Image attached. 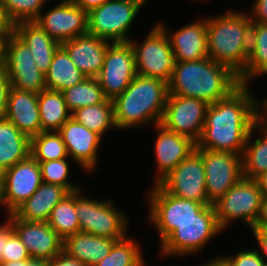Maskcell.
I'll return each mask as SVG.
<instances>
[{
	"mask_svg": "<svg viewBox=\"0 0 267 266\" xmlns=\"http://www.w3.org/2000/svg\"><path fill=\"white\" fill-rule=\"evenodd\" d=\"M248 88L241 84L226 98L209 104L196 148L243 154L259 103Z\"/></svg>",
	"mask_w": 267,
	"mask_h": 266,
	"instance_id": "cell-1",
	"label": "cell"
},
{
	"mask_svg": "<svg viewBox=\"0 0 267 266\" xmlns=\"http://www.w3.org/2000/svg\"><path fill=\"white\" fill-rule=\"evenodd\" d=\"M240 85L239 76L230 68L206 57L202 60L175 62L168 93L213 104L229 96Z\"/></svg>",
	"mask_w": 267,
	"mask_h": 266,
	"instance_id": "cell-2",
	"label": "cell"
},
{
	"mask_svg": "<svg viewBox=\"0 0 267 266\" xmlns=\"http://www.w3.org/2000/svg\"><path fill=\"white\" fill-rule=\"evenodd\" d=\"M251 24L249 15L231 10L206 19L209 58L230 68L239 78L245 73Z\"/></svg>",
	"mask_w": 267,
	"mask_h": 266,
	"instance_id": "cell-3",
	"label": "cell"
},
{
	"mask_svg": "<svg viewBox=\"0 0 267 266\" xmlns=\"http://www.w3.org/2000/svg\"><path fill=\"white\" fill-rule=\"evenodd\" d=\"M168 83L157 78L136 75L113 101L115 125L119 129L146 123L160 124L168 97Z\"/></svg>",
	"mask_w": 267,
	"mask_h": 266,
	"instance_id": "cell-4",
	"label": "cell"
},
{
	"mask_svg": "<svg viewBox=\"0 0 267 266\" xmlns=\"http://www.w3.org/2000/svg\"><path fill=\"white\" fill-rule=\"evenodd\" d=\"M112 201H98L75 191V209L80 232L106 237L116 241L127 236L128 218L115 208Z\"/></svg>",
	"mask_w": 267,
	"mask_h": 266,
	"instance_id": "cell-5",
	"label": "cell"
},
{
	"mask_svg": "<svg viewBox=\"0 0 267 266\" xmlns=\"http://www.w3.org/2000/svg\"><path fill=\"white\" fill-rule=\"evenodd\" d=\"M262 199L255 179L242 177L212 204L220 228L224 230L231 221L239 218L253 228L260 215Z\"/></svg>",
	"mask_w": 267,
	"mask_h": 266,
	"instance_id": "cell-6",
	"label": "cell"
},
{
	"mask_svg": "<svg viewBox=\"0 0 267 266\" xmlns=\"http://www.w3.org/2000/svg\"><path fill=\"white\" fill-rule=\"evenodd\" d=\"M144 4L138 0H108L87 13L88 33L115 42H129L127 33Z\"/></svg>",
	"mask_w": 267,
	"mask_h": 266,
	"instance_id": "cell-7",
	"label": "cell"
},
{
	"mask_svg": "<svg viewBox=\"0 0 267 266\" xmlns=\"http://www.w3.org/2000/svg\"><path fill=\"white\" fill-rule=\"evenodd\" d=\"M162 23L156 24L145 40L138 45L130 40L134 51L137 75L157 78L169 83L175 65L167 31Z\"/></svg>",
	"mask_w": 267,
	"mask_h": 266,
	"instance_id": "cell-8",
	"label": "cell"
},
{
	"mask_svg": "<svg viewBox=\"0 0 267 266\" xmlns=\"http://www.w3.org/2000/svg\"><path fill=\"white\" fill-rule=\"evenodd\" d=\"M221 231L213 205H207L195 219L180 223L160 244V252L162 256L196 253Z\"/></svg>",
	"mask_w": 267,
	"mask_h": 266,
	"instance_id": "cell-9",
	"label": "cell"
},
{
	"mask_svg": "<svg viewBox=\"0 0 267 266\" xmlns=\"http://www.w3.org/2000/svg\"><path fill=\"white\" fill-rule=\"evenodd\" d=\"M149 220L157 228L162 243L180 223L193 220L207 205L188 199L178 198L158 184L149 193Z\"/></svg>",
	"mask_w": 267,
	"mask_h": 266,
	"instance_id": "cell-10",
	"label": "cell"
},
{
	"mask_svg": "<svg viewBox=\"0 0 267 266\" xmlns=\"http://www.w3.org/2000/svg\"><path fill=\"white\" fill-rule=\"evenodd\" d=\"M3 68L12 88L35 94L47 89L45 75L35 65L26 43L14 32L6 39Z\"/></svg>",
	"mask_w": 267,
	"mask_h": 266,
	"instance_id": "cell-11",
	"label": "cell"
},
{
	"mask_svg": "<svg viewBox=\"0 0 267 266\" xmlns=\"http://www.w3.org/2000/svg\"><path fill=\"white\" fill-rule=\"evenodd\" d=\"M195 150L202 157L208 205H212L243 177L242 156L228 151Z\"/></svg>",
	"mask_w": 267,
	"mask_h": 266,
	"instance_id": "cell-12",
	"label": "cell"
},
{
	"mask_svg": "<svg viewBox=\"0 0 267 266\" xmlns=\"http://www.w3.org/2000/svg\"><path fill=\"white\" fill-rule=\"evenodd\" d=\"M137 75L134 51L129 42H115L108 46L103 67L96 77L104 95L114 100L124 92Z\"/></svg>",
	"mask_w": 267,
	"mask_h": 266,
	"instance_id": "cell-13",
	"label": "cell"
},
{
	"mask_svg": "<svg viewBox=\"0 0 267 266\" xmlns=\"http://www.w3.org/2000/svg\"><path fill=\"white\" fill-rule=\"evenodd\" d=\"M208 106L209 104L201 99L168 94L160 124L196 143L205 124Z\"/></svg>",
	"mask_w": 267,
	"mask_h": 266,
	"instance_id": "cell-14",
	"label": "cell"
},
{
	"mask_svg": "<svg viewBox=\"0 0 267 266\" xmlns=\"http://www.w3.org/2000/svg\"><path fill=\"white\" fill-rule=\"evenodd\" d=\"M158 185L178 198L208 205L204 165L196 150L182 160Z\"/></svg>",
	"mask_w": 267,
	"mask_h": 266,
	"instance_id": "cell-15",
	"label": "cell"
},
{
	"mask_svg": "<svg viewBox=\"0 0 267 266\" xmlns=\"http://www.w3.org/2000/svg\"><path fill=\"white\" fill-rule=\"evenodd\" d=\"M35 22L60 44L88 33L87 13L72 1H62Z\"/></svg>",
	"mask_w": 267,
	"mask_h": 266,
	"instance_id": "cell-16",
	"label": "cell"
},
{
	"mask_svg": "<svg viewBox=\"0 0 267 266\" xmlns=\"http://www.w3.org/2000/svg\"><path fill=\"white\" fill-rule=\"evenodd\" d=\"M4 190L8 215L29 199L42 183L39 163L29 155L5 170Z\"/></svg>",
	"mask_w": 267,
	"mask_h": 266,
	"instance_id": "cell-17",
	"label": "cell"
},
{
	"mask_svg": "<svg viewBox=\"0 0 267 266\" xmlns=\"http://www.w3.org/2000/svg\"><path fill=\"white\" fill-rule=\"evenodd\" d=\"M11 222L31 258L50 260L63 251V239L47 222L21 220L13 213Z\"/></svg>",
	"mask_w": 267,
	"mask_h": 266,
	"instance_id": "cell-18",
	"label": "cell"
},
{
	"mask_svg": "<svg viewBox=\"0 0 267 266\" xmlns=\"http://www.w3.org/2000/svg\"><path fill=\"white\" fill-rule=\"evenodd\" d=\"M72 157L84 170L91 171L97 166V152L101 136L70 117L57 131Z\"/></svg>",
	"mask_w": 267,
	"mask_h": 266,
	"instance_id": "cell-19",
	"label": "cell"
},
{
	"mask_svg": "<svg viewBox=\"0 0 267 266\" xmlns=\"http://www.w3.org/2000/svg\"><path fill=\"white\" fill-rule=\"evenodd\" d=\"M110 42L86 33L63 42L61 47L86 77L96 78L103 67L104 58Z\"/></svg>",
	"mask_w": 267,
	"mask_h": 266,
	"instance_id": "cell-20",
	"label": "cell"
},
{
	"mask_svg": "<svg viewBox=\"0 0 267 266\" xmlns=\"http://www.w3.org/2000/svg\"><path fill=\"white\" fill-rule=\"evenodd\" d=\"M156 127L159 132L155 139L154 151L159 176H157L155 184H158L195 150L196 143L186 136L166 129L162 124H157Z\"/></svg>",
	"mask_w": 267,
	"mask_h": 266,
	"instance_id": "cell-21",
	"label": "cell"
},
{
	"mask_svg": "<svg viewBox=\"0 0 267 266\" xmlns=\"http://www.w3.org/2000/svg\"><path fill=\"white\" fill-rule=\"evenodd\" d=\"M5 118L30 139L38 135L41 132L38 94L11 87Z\"/></svg>",
	"mask_w": 267,
	"mask_h": 266,
	"instance_id": "cell-22",
	"label": "cell"
},
{
	"mask_svg": "<svg viewBox=\"0 0 267 266\" xmlns=\"http://www.w3.org/2000/svg\"><path fill=\"white\" fill-rule=\"evenodd\" d=\"M175 62L202 60L209 57L206 18L168 34Z\"/></svg>",
	"mask_w": 267,
	"mask_h": 266,
	"instance_id": "cell-23",
	"label": "cell"
},
{
	"mask_svg": "<svg viewBox=\"0 0 267 266\" xmlns=\"http://www.w3.org/2000/svg\"><path fill=\"white\" fill-rule=\"evenodd\" d=\"M26 43L38 69L45 75L49 70L53 56L61 46L35 21H24L14 25L13 31Z\"/></svg>",
	"mask_w": 267,
	"mask_h": 266,
	"instance_id": "cell-24",
	"label": "cell"
},
{
	"mask_svg": "<svg viewBox=\"0 0 267 266\" xmlns=\"http://www.w3.org/2000/svg\"><path fill=\"white\" fill-rule=\"evenodd\" d=\"M70 192L63 186L42 182L13 214L21 220L47 222L52 209Z\"/></svg>",
	"mask_w": 267,
	"mask_h": 266,
	"instance_id": "cell-25",
	"label": "cell"
},
{
	"mask_svg": "<svg viewBox=\"0 0 267 266\" xmlns=\"http://www.w3.org/2000/svg\"><path fill=\"white\" fill-rule=\"evenodd\" d=\"M116 240L77 232L63 240V252L86 266H95L105 258Z\"/></svg>",
	"mask_w": 267,
	"mask_h": 266,
	"instance_id": "cell-26",
	"label": "cell"
},
{
	"mask_svg": "<svg viewBox=\"0 0 267 266\" xmlns=\"http://www.w3.org/2000/svg\"><path fill=\"white\" fill-rule=\"evenodd\" d=\"M31 139L8 119H0V171L13 167L30 155Z\"/></svg>",
	"mask_w": 267,
	"mask_h": 266,
	"instance_id": "cell-27",
	"label": "cell"
},
{
	"mask_svg": "<svg viewBox=\"0 0 267 266\" xmlns=\"http://www.w3.org/2000/svg\"><path fill=\"white\" fill-rule=\"evenodd\" d=\"M85 78L86 76L76 68L68 53L60 46L45 74L47 89L63 91L77 85Z\"/></svg>",
	"mask_w": 267,
	"mask_h": 266,
	"instance_id": "cell-28",
	"label": "cell"
},
{
	"mask_svg": "<svg viewBox=\"0 0 267 266\" xmlns=\"http://www.w3.org/2000/svg\"><path fill=\"white\" fill-rule=\"evenodd\" d=\"M38 105L41 132L58 131L71 117L62 91L45 89L38 94Z\"/></svg>",
	"mask_w": 267,
	"mask_h": 266,
	"instance_id": "cell-29",
	"label": "cell"
},
{
	"mask_svg": "<svg viewBox=\"0 0 267 266\" xmlns=\"http://www.w3.org/2000/svg\"><path fill=\"white\" fill-rule=\"evenodd\" d=\"M263 74L267 75V23L252 22L249 55L240 83L247 85L250 78Z\"/></svg>",
	"mask_w": 267,
	"mask_h": 266,
	"instance_id": "cell-30",
	"label": "cell"
},
{
	"mask_svg": "<svg viewBox=\"0 0 267 266\" xmlns=\"http://www.w3.org/2000/svg\"><path fill=\"white\" fill-rule=\"evenodd\" d=\"M71 117L89 130L96 132L101 137L108 128L117 129L114 120V106L112 100L76 109L71 113Z\"/></svg>",
	"mask_w": 267,
	"mask_h": 266,
	"instance_id": "cell-31",
	"label": "cell"
},
{
	"mask_svg": "<svg viewBox=\"0 0 267 266\" xmlns=\"http://www.w3.org/2000/svg\"><path fill=\"white\" fill-rule=\"evenodd\" d=\"M68 110L73 113L85 106L97 105L108 99L97 78L86 77L77 85L62 91Z\"/></svg>",
	"mask_w": 267,
	"mask_h": 266,
	"instance_id": "cell-32",
	"label": "cell"
},
{
	"mask_svg": "<svg viewBox=\"0 0 267 266\" xmlns=\"http://www.w3.org/2000/svg\"><path fill=\"white\" fill-rule=\"evenodd\" d=\"M47 223L63 240L80 232L75 209V191L70 192L52 209Z\"/></svg>",
	"mask_w": 267,
	"mask_h": 266,
	"instance_id": "cell-33",
	"label": "cell"
},
{
	"mask_svg": "<svg viewBox=\"0 0 267 266\" xmlns=\"http://www.w3.org/2000/svg\"><path fill=\"white\" fill-rule=\"evenodd\" d=\"M30 155L38 162L67 158L68 153L57 131L40 132L31 138Z\"/></svg>",
	"mask_w": 267,
	"mask_h": 266,
	"instance_id": "cell-34",
	"label": "cell"
},
{
	"mask_svg": "<svg viewBox=\"0 0 267 266\" xmlns=\"http://www.w3.org/2000/svg\"><path fill=\"white\" fill-rule=\"evenodd\" d=\"M254 126L248 134L246 145L242 154L243 177L255 179L267 171V137L257 138L251 145L250 139L255 131Z\"/></svg>",
	"mask_w": 267,
	"mask_h": 266,
	"instance_id": "cell-35",
	"label": "cell"
},
{
	"mask_svg": "<svg viewBox=\"0 0 267 266\" xmlns=\"http://www.w3.org/2000/svg\"><path fill=\"white\" fill-rule=\"evenodd\" d=\"M141 249L127 236L114 243L110 253L95 266H141L144 261Z\"/></svg>",
	"mask_w": 267,
	"mask_h": 266,
	"instance_id": "cell-36",
	"label": "cell"
},
{
	"mask_svg": "<svg viewBox=\"0 0 267 266\" xmlns=\"http://www.w3.org/2000/svg\"><path fill=\"white\" fill-rule=\"evenodd\" d=\"M5 11L13 23H21L24 21H35L41 14L46 0H2Z\"/></svg>",
	"mask_w": 267,
	"mask_h": 266,
	"instance_id": "cell-37",
	"label": "cell"
},
{
	"mask_svg": "<svg viewBox=\"0 0 267 266\" xmlns=\"http://www.w3.org/2000/svg\"><path fill=\"white\" fill-rule=\"evenodd\" d=\"M66 158L40 162L42 182L65 187L69 192L81 189L68 180L69 167Z\"/></svg>",
	"mask_w": 267,
	"mask_h": 266,
	"instance_id": "cell-38",
	"label": "cell"
},
{
	"mask_svg": "<svg viewBox=\"0 0 267 266\" xmlns=\"http://www.w3.org/2000/svg\"><path fill=\"white\" fill-rule=\"evenodd\" d=\"M30 258L31 256L27 248L16 233H14L8 241H4L3 262H17Z\"/></svg>",
	"mask_w": 267,
	"mask_h": 266,
	"instance_id": "cell-39",
	"label": "cell"
},
{
	"mask_svg": "<svg viewBox=\"0 0 267 266\" xmlns=\"http://www.w3.org/2000/svg\"><path fill=\"white\" fill-rule=\"evenodd\" d=\"M226 258L232 266H263L265 262L258 250L240 251L237 255Z\"/></svg>",
	"mask_w": 267,
	"mask_h": 266,
	"instance_id": "cell-40",
	"label": "cell"
},
{
	"mask_svg": "<svg viewBox=\"0 0 267 266\" xmlns=\"http://www.w3.org/2000/svg\"><path fill=\"white\" fill-rule=\"evenodd\" d=\"M11 83L6 70L0 67V119L5 117Z\"/></svg>",
	"mask_w": 267,
	"mask_h": 266,
	"instance_id": "cell-41",
	"label": "cell"
},
{
	"mask_svg": "<svg viewBox=\"0 0 267 266\" xmlns=\"http://www.w3.org/2000/svg\"><path fill=\"white\" fill-rule=\"evenodd\" d=\"M46 266H86L81 261L68 256L65 252H61L56 257L47 260Z\"/></svg>",
	"mask_w": 267,
	"mask_h": 266,
	"instance_id": "cell-42",
	"label": "cell"
},
{
	"mask_svg": "<svg viewBox=\"0 0 267 266\" xmlns=\"http://www.w3.org/2000/svg\"><path fill=\"white\" fill-rule=\"evenodd\" d=\"M252 9V22L267 23V0H256Z\"/></svg>",
	"mask_w": 267,
	"mask_h": 266,
	"instance_id": "cell-43",
	"label": "cell"
},
{
	"mask_svg": "<svg viewBox=\"0 0 267 266\" xmlns=\"http://www.w3.org/2000/svg\"><path fill=\"white\" fill-rule=\"evenodd\" d=\"M7 218V222L0 225V263H3L4 241H8V239L15 233L11 222V214Z\"/></svg>",
	"mask_w": 267,
	"mask_h": 266,
	"instance_id": "cell-44",
	"label": "cell"
},
{
	"mask_svg": "<svg viewBox=\"0 0 267 266\" xmlns=\"http://www.w3.org/2000/svg\"><path fill=\"white\" fill-rule=\"evenodd\" d=\"M261 110H264L265 114H267V110L260 103H258L255 110V127L257 130L260 129V131H262L261 134L267 137V118L265 117L267 115H262L264 112L261 113Z\"/></svg>",
	"mask_w": 267,
	"mask_h": 266,
	"instance_id": "cell-45",
	"label": "cell"
},
{
	"mask_svg": "<svg viewBox=\"0 0 267 266\" xmlns=\"http://www.w3.org/2000/svg\"><path fill=\"white\" fill-rule=\"evenodd\" d=\"M253 231V235L258 242L257 245L259 246L258 248L261 251V256L264 255L265 258H267V228L263 229H255L251 228Z\"/></svg>",
	"mask_w": 267,
	"mask_h": 266,
	"instance_id": "cell-46",
	"label": "cell"
},
{
	"mask_svg": "<svg viewBox=\"0 0 267 266\" xmlns=\"http://www.w3.org/2000/svg\"><path fill=\"white\" fill-rule=\"evenodd\" d=\"M14 25L9 19L2 0H0V32H13Z\"/></svg>",
	"mask_w": 267,
	"mask_h": 266,
	"instance_id": "cell-47",
	"label": "cell"
},
{
	"mask_svg": "<svg viewBox=\"0 0 267 266\" xmlns=\"http://www.w3.org/2000/svg\"><path fill=\"white\" fill-rule=\"evenodd\" d=\"M47 260L30 258L17 262H3L0 266H46Z\"/></svg>",
	"mask_w": 267,
	"mask_h": 266,
	"instance_id": "cell-48",
	"label": "cell"
},
{
	"mask_svg": "<svg viewBox=\"0 0 267 266\" xmlns=\"http://www.w3.org/2000/svg\"><path fill=\"white\" fill-rule=\"evenodd\" d=\"M108 0H72V2L81 7L86 13H89L92 9L101 6L103 3Z\"/></svg>",
	"mask_w": 267,
	"mask_h": 266,
	"instance_id": "cell-49",
	"label": "cell"
},
{
	"mask_svg": "<svg viewBox=\"0 0 267 266\" xmlns=\"http://www.w3.org/2000/svg\"><path fill=\"white\" fill-rule=\"evenodd\" d=\"M253 228L259 229V230L263 228H267V197H263L262 199L260 215H259L258 221L256 222Z\"/></svg>",
	"mask_w": 267,
	"mask_h": 266,
	"instance_id": "cell-50",
	"label": "cell"
},
{
	"mask_svg": "<svg viewBox=\"0 0 267 266\" xmlns=\"http://www.w3.org/2000/svg\"><path fill=\"white\" fill-rule=\"evenodd\" d=\"M263 197H267V171L255 178Z\"/></svg>",
	"mask_w": 267,
	"mask_h": 266,
	"instance_id": "cell-51",
	"label": "cell"
},
{
	"mask_svg": "<svg viewBox=\"0 0 267 266\" xmlns=\"http://www.w3.org/2000/svg\"><path fill=\"white\" fill-rule=\"evenodd\" d=\"M208 263L202 265V266H232L231 262L224 256H219L215 259H212L207 261Z\"/></svg>",
	"mask_w": 267,
	"mask_h": 266,
	"instance_id": "cell-52",
	"label": "cell"
},
{
	"mask_svg": "<svg viewBox=\"0 0 267 266\" xmlns=\"http://www.w3.org/2000/svg\"><path fill=\"white\" fill-rule=\"evenodd\" d=\"M9 33L11 32H0V67H3L5 43Z\"/></svg>",
	"mask_w": 267,
	"mask_h": 266,
	"instance_id": "cell-53",
	"label": "cell"
},
{
	"mask_svg": "<svg viewBox=\"0 0 267 266\" xmlns=\"http://www.w3.org/2000/svg\"><path fill=\"white\" fill-rule=\"evenodd\" d=\"M0 205L6 206L5 203V190H4V175L0 171Z\"/></svg>",
	"mask_w": 267,
	"mask_h": 266,
	"instance_id": "cell-54",
	"label": "cell"
},
{
	"mask_svg": "<svg viewBox=\"0 0 267 266\" xmlns=\"http://www.w3.org/2000/svg\"><path fill=\"white\" fill-rule=\"evenodd\" d=\"M260 104L267 110V99H264V101Z\"/></svg>",
	"mask_w": 267,
	"mask_h": 266,
	"instance_id": "cell-55",
	"label": "cell"
},
{
	"mask_svg": "<svg viewBox=\"0 0 267 266\" xmlns=\"http://www.w3.org/2000/svg\"><path fill=\"white\" fill-rule=\"evenodd\" d=\"M140 2H142L143 4H145L148 0H138Z\"/></svg>",
	"mask_w": 267,
	"mask_h": 266,
	"instance_id": "cell-56",
	"label": "cell"
},
{
	"mask_svg": "<svg viewBox=\"0 0 267 266\" xmlns=\"http://www.w3.org/2000/svg\"><path fill=\"white\" fill-rule=\"evenodd\" d=\"M263 266H267V261L265 260V262H264V265Z\"/></svg>",
	"mask_w": 267,
	"mask_h": 266,
	"instance_id": "cell-57",
	"label": "cell"
}]
</instances>
